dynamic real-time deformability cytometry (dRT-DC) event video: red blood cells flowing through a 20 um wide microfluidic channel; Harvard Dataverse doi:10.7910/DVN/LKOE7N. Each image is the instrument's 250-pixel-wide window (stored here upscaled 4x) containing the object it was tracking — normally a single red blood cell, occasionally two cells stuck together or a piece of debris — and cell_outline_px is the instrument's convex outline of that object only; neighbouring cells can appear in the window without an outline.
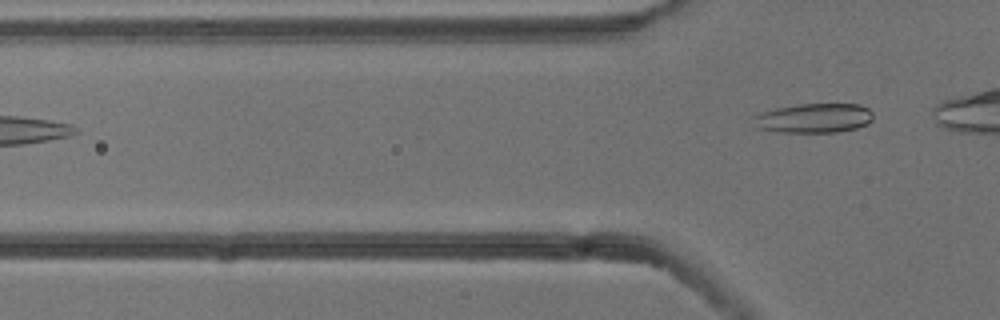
{"species": "common noctule bat (a hibernating species)", "species_latin": "Nyctalus noctula", "temperature_condition": "cold", "stored_images_in_passage": 3, "camera_frame_rate_fps": 3000, "um_per_image_px": 0.085, "animal": {"sex": "male", "body_mass_g": 13.3}, "frame": {"image": 1, "passage_image": 3, "time_ms": 0.667, "image_size_px": [1000, 320], "cell_outline_px": [[872, 120], [868, 124], [856, 128], [836, 132], [780, 132], [756, 128], [752, 116], [760, 112], [776, 108], [800, 104], [860, 104], [868, 108], [872, 112]], "centroid_in_image_um": [69.17, 10.04], "position_along_channel_um": 56.6, "area_um2": 20.63}}